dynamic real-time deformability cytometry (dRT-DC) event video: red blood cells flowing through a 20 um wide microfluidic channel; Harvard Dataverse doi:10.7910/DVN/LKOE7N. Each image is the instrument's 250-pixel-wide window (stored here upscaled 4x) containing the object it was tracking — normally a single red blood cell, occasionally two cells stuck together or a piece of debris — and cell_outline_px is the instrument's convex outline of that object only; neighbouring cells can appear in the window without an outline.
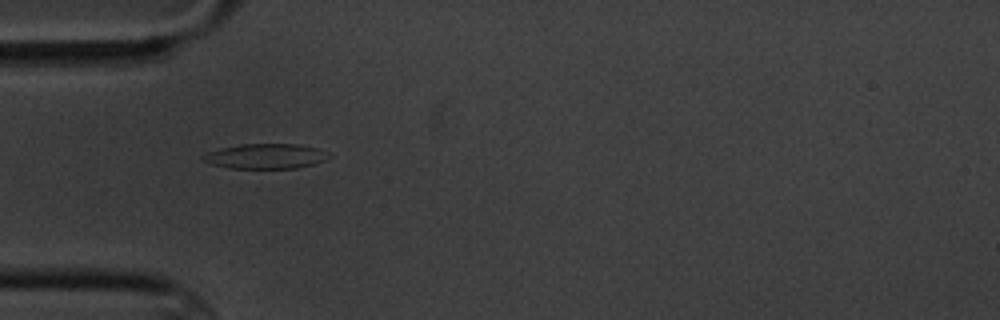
{"species": "common noctule bat (a hibernating species)", "species_latin": "Nyctalus noctula", "temperature_condition": "cold", "stored_images_in_passage": 6, "camera_frame_rate_fps": 3000, "um_per_image_px": 0.085, "animal": {"sex": "male", "body_mass_g": 20.1, "forearm_length_mm": 53.5}, "frame": {"image": 1, "passage_image": 5, "time_ms": 5.0, "image_size_px": [1000, 320], "cell_outline_px": [[324, 160], [312, 164], [296, 168], [228, 168], [212, 164], [204, 160], [200, 156], [208, 152], [220, 148], [240, 144], [296, 144], [316, 148], [324, 156]], "centroid_in_image_um": [22.44, 13.28], "position_along_channel_um": 62.6, "area_um2": 17.74}}